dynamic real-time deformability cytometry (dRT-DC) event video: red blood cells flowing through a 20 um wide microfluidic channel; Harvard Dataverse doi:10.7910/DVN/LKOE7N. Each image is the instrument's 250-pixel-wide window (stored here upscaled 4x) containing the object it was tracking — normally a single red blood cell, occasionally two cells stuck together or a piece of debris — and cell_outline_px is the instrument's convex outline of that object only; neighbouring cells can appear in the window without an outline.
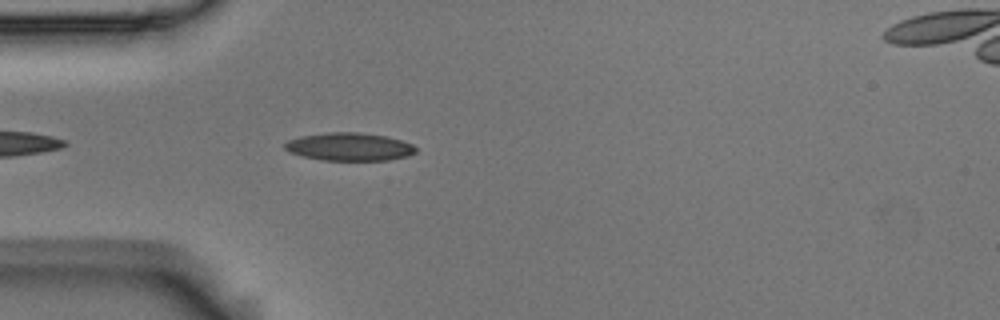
{"species": "Egyptian fruit bat (a non-hibernating species)", "species_latin": "Rousettus aegyptiacus", "temperature_condition": "room temperature", "stored_images_in_passage": 18, "camera_frame_rate_fps": 3000, "um_per_image_px": 0.085, "animal": {"sex": "male"}, "frame": {"image": 1, "passage_image": 4, "time_ms": 1.0, "image_size_px": [1000, 320], "cell_outline_px": [[416, 152], [408, 156], [388, 160], [320, 160], [300, 156], [288, 152], [284, 148], [284, 144], [288, 140], [300, 136], [328, 132], [360, 132], [388, 136], [412, 144], [416, 148]], "centroid_in_image_um": [29.67, 12.47], "position_along_channel_um": 55.3, "area_um2": 21.56}}
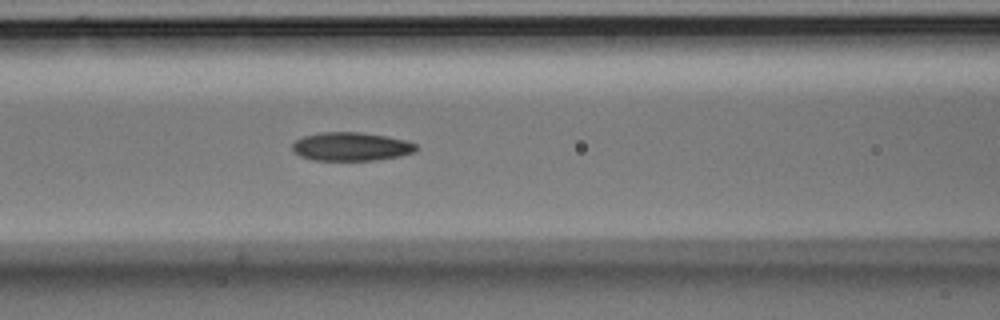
{"frame": {"image": 2, "passage_image": 11, "time_ms": 3.333, "image_size_px": [1000, 320], "cell_outline_px": [[416, 152], [400, 156], [376, 160], [312, 160], [300, 156], [292, 148], [292, 144], [296, 140], [304, 136], [320, 132], [360, 132], [388, 136], [408, 140], [416, 144]], "centroid_in_image_um": [29.88, 12.45], "position_along_channel_um": 136.7, "area_um2": 20.69}}
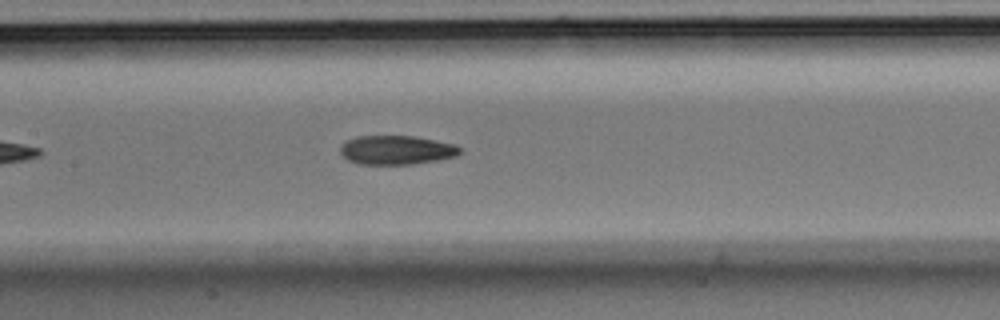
{"frame": {"image": 3, "passage_image": 14, "time_ms": 4.333, "image_size_px": [1000, 320], "cell_outline_px": [[460, 152], [456, 156], [436, 160], [412, 164], [360, 164], [348, 160], [340, 152], [340, 144], [356, 136], [416, 136], [452, 144], [460, 148]], "centroid_in_image_um": [33.65, 12.75], "position_along_channel_um": 173.7, "area_um2": 20.06}}